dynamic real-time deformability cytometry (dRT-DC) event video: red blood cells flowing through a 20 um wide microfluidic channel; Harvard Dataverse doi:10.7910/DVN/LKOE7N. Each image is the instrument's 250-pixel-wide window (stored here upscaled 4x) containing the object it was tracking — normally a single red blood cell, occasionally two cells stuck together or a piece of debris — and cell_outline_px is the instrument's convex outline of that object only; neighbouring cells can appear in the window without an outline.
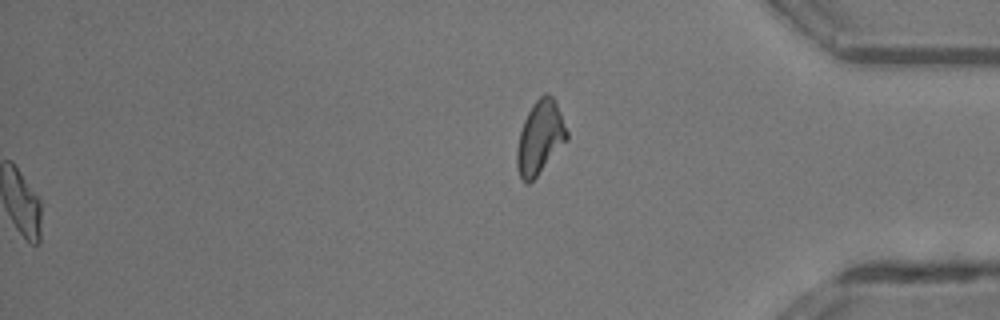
{"species": "common noctule bat (a hibernating species)", "species_latin": "Nyctalus noctula", "temperature_condition": "room temperature", "stored_images_in_passage": 49, "segment_of_instrument_passage": [2, 2], "camera_frame_rate_fps": 3000, "um_per_image_px": 0.085, "animal": {"sex": "male", "body_mass_g": 13.3}, "frame": {"image": 1, "passage_image": 49, "time_ms": 16.0, "image_size_px": [1000, 320], "cell_outline_px": [[568, 140], [536, 176], [528, 184], [524, 184], [516, 168], [516, 152], [520, 132], [524, 120], [532, 104], [544, 92], [548, 92], [556, 100], [568, 132]], "centroid_in_image_um": [45.9, 11.66], "position_along_channel_um": 389.3, "area_um2": 21.44}}